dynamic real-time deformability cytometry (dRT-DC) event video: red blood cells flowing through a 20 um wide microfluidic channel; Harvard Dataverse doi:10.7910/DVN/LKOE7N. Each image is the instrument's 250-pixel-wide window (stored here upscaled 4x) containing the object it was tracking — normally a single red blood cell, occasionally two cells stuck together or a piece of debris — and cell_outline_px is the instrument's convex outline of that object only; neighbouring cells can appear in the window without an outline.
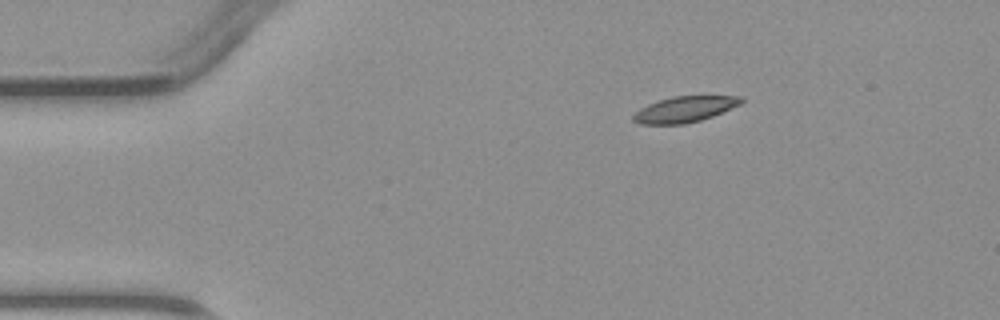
{"species": "common noctule bat (a hibernating species)", "species_latin": "Nyctalus noctula", "temperature_condition": "warm", "stored_images_in_passage": 3, "camera_frame_rate_fps": 3000, "um_per_image_px": 0.085, "animal": {"sex": "male", "body_mass_g": 23.1, "forearm_length_mm": 52.7}, "frame": {"image": 1, "passage_image": 1, "time_ms": 0.0, "image_size_px": [1000, 320], "cell_outline_px": [[744, 100], [740, 104], [712, 116], [700, 120], [684, 124], [640, 124], [632, 120], [632, 116], [640, 108], [648, 104], [672, 96], [744, 96]], "centroid_in_image_um": [58.18, 9.29], "position_along_channel_um": 26.8, "area_um2": 16.13}}